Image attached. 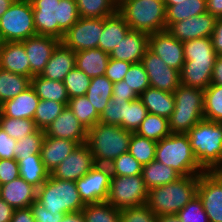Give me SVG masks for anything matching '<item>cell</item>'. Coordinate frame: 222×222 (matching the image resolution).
Instances as JSON below:
<instances>
[{"label":"cell","instance_id":"52a82bcc","mask_svg":"<svg viewBox=\"0 0 222 222\" xmlns=\"http://www.w3.org/2000/svg\"><path fill=\"white\" fill-rule=\"evenodd\" d=\"M174 94L175 107L168 119L172 134H187L204 119V90L180 84Z\"/></svg>","mask_w":222,"mask_h":222},{"label":"cell","instance_id":"f6af8a7d","mask_svg":"<svg viewBox=\"0 0 222 222\" xmlns=\"http://www.w3.org/2000/svg\"><path fill=\"white\" fill-rule=\"evenodd\" d=\"M44 137V130L38 129L36 132L17 140L14 148L15 159H24L33 154H40Z\"/></svg>","mask_w":222,"mask_h":222},{"label":"cell","instance_id":"94428289","mask_svg":"<svg viewBox=\"0 0 222 222\" xmlns=\"http://www.w3.org/2000/svg\"><path fill=\"white\" fill-rule=\"evenodd\" d=\"M10 222H35L32 209L30 207L24 209H15Z\"/></svg>","mask_w":222,"mask_h":222},{"label":"cell","instance_id":"9c48e42d","mask_svg":"<svg viewBox=\"0 0 222 222\" xmlns=\"http://www.w3.org/2000/svg\"><path fill=\"white\" fill-rule=\"evenodd\" d=\"M36 34L31 1L15 0L0 17L1 40L22 42Z\"/></svg>","mask_w":222,"mask_h":222},{"label":"cell","instance_id":"680465c9","mask_svg":"<svg viewBox=\"0 0 222 222\" xmlns=\"http://www.w3.org/2000/svg\"><path fill=\"white\" fill-rule=\"evenodd\" d=\"M124 80L113 83V95L111 99H123L134 101L139 98V96L126 85Z\"/></svg>","mask_w":222,"mask_h":222},{"label":"cell","instance_id":"2e32d148","mask_svg":"<svg viewBox=\"0 0 222 222\" xmlns=\"http://www.w3.org/2000/svg\"><path fill=\"white\" fill-rule=\"evenodd\" d=\"M148 49L167 66L181 72L185 62L183 42L174 38L167 30L149 35Z\"/></svg>","mask_w":222,"mask_h":222},{"label":"cell","instance_id":"3957f363","mask_svg":"<svg viewBox=\"0 0 222 222\" xmlns=\"http://www.w3.org/2000/svg\"><path fill=\"white\" fill-rule=\"evenodd\" d=\"M187 135L199 165L205 171H222V124L202 119Z\"/></svg>","mask_w":222,"mask_h":222},{"label":"cell","instance_id":"f5cc1de1","mask_svg":"<svg viewBox=\"0 0 222 222\" xmlns=\"http://www.w3.org/2000/svg\"><path fill=\"white\" fill-rule=\"evenodd\" d=\"M156 219L157 215L146 204L120 210V222H156Z\"/></svg>","mask_w":222,"mask_h":222},{"label":"cell","instance_id":"74e56055","mask_svg":"<svg viewBox=\"0 0 222 222\" xmlns=\"http://www.w3.org/2000/svg\"><path fill=\"white\" fill-rule=\"evenodd\" d=\"M67 107L87 130L95 126L100 120V115L85 95L70 98Z\"/></svg>","mask_w":222,"mask_h":222},{"label":"cell","instance_id":"1f68e13d","mask_svg":"<svg viewBox=\"0 0 222 222\" xmlns=\"http://www.w3.org/2000/svg\"><path fill=\"white\" fill-rule=\"evenodd\" d=\"M166 28L172 24L207 11L206 0L174 1V5L165 6Z\"/></svg>","mask_w":222,"mask_h":222},{"label":"cell","instance_id":"5b68a950","mask_svg":"<svg viewBox=\"0 0 222 222\" xmlns=\"http://www.w3.org/2000/svg\"><path fill=\"white\" fill-rule=\"evenodd\" d=\"M163 0H119L117 12L131 30L148 35L166 30Z\"/></svg>","mask_w":222,"mask_h":222},{"label":"cell","instance_id":"a7ac6f4b","mask_svg":"<svg viewBox=\"0 0 222 222\" xmlns=\"http://www.w3.org/2000/svg\"><path fill=\"white\" fill-rule=\"evenodd\" d=\"M15 0H0V17L7 11Z\"/></svg>","mask_w":222,"mask_h":222},{"label":"cell","instance_id":"836d02e7","mask_svg":"<svg viewBox=\"0 0 222 222\" xmlns=\"http://www.w3.org/2000/svg\"><path fill=\"white\" fill-rule=\"evenodd\" d=\"M112 95L113 83L105 75L91 78L85 96L99 115L102 114Z\"/></svg>","mask_w":222,"mask_h":222},{"label":"cell","instance_id":"83f0119b","mask_svg":"<svg viewBox=\"0 0 222 222\" xmlns=\"http://www.w3.org/2000/svg\"><path fill=\"white\" fill-rule=\"evenodd\" d=\"M76 67L88 77L94 78L105 74L110 56L98 48L75 52Z\"/></svg>","mask_w":222,"mask_h":222},{"label":"cell","instance_id":"7a4b0ae2","mask_svg":"<svg viewBox=\"0 0 222 222\" xmlns=\"http://www.w3.org/2000/svg\"><path fill=\"white\" fill-rule=\"evenodd\" d=\"M199 175L181 176L176 181L148 191L146 205L157 216L177 214L195 195Z\"/></svg>","mask_w":222,"mask_h":222},{"label":"cell","instance_id":"11a10c76","mask_svg":"<svg viewBox=\"0 0 222 222\" xmlns=\"http://www.w3.org/2000/svg\"><path fill=\"white\" fill-rule=\"evenodd\" d=\"M19 164L16 159H0V184L4 185L18 178Z\"/></svg>","mask_w":222,"mask_h":222},{"label":"cell","instance_id":"91938a15","mask_svg":"<svg viewBox=\"0 0 222 222\" xmlns=\"http://www.w3.org/2000/svg\"><path fill=\"white\" fill-rule=\"evenodd\" d=\"M210 38L216 54L222 56V19H216Z\"/></svg>","mask_w":222,"mask_h":222},{"label":"cell","instance_id":"f546056e","mask_svg":"<svg viewBox=\"0 0 222 222\" xmlns=\"http://www.w3.org/2000/svg\"><path fill=\"white\" fill-rule=\"evenodd\" d=\"M141 175L148 190L166 185L181 177L172 167L166 166L156 160L143 165Z\"/></svg>","mask_w":222,"mask_h":222},{"label":"cell","instance_id":"7dc6e473","mask_svg":"<svg viewBox=\"0 0 222 222\" xmlns=\"http://www.w3.org/2000/svg\"><path fill=\"white\" fill-rule=\"evenodd\" d=\"M129 102V100L111 99L100 115L99 122L121 126L126 121V106H129Z\"/></svg>","mask_w":222,"mask_h":222},{"label":"cell","instance_id":"4dcf8cb0","mask_svg":"<svg viewBox=\"0 0 222 222\" xmlns=\"http://www.w3.org/2000/svg\"><path fill=\"white\" fill-rule=\"evenodd\" d=\"M31 87L37 96L42 100H52L68 104L69 96L63 82L47 79L40 75H34L31 78Z\"/></svg>","mask_w":222,"mask_h":222},{"label":"cell","instance_id":"7c38bea8","mask_svg":"<svg viewBox=\"0 0 222 222\" xmlns=\"http://www.w3.org/2000/svg\"><path fill=\"white\" fill-rule=\"evenodd\" d=\"M104 18L80 17L65 33L61 42L75 52L98 48Z\"/></svg>","mask_w":222,"mask_h":222},{"label":"cell","instance_id":"30bf717a","mask_svg":"<svg viewBox=\"0 0 222 222\" xmlns=\"http://www.w3.org/2000/svg\"><path fill=\"white\" fill-rule=\"evenodd\" d=\"M148 189L142 175L111 176L107 201L116 209L146 204Z\"/></svg>","mask_w":222,"mask_h":222},{"label":"cell","instance_id":"d4e9b609","mask_svg":"<svg viewBox=\"0 0 222 222\" xmlns=\"http://www.w3.org/2000/svg\"><path fill=\"white\" fill-rule=\"evenodd\" d=\"M78 145L73 140L45 136L40 155L46 170L51 173Z\"/></svg>","mask_w":222,"mask_h":222},{"label":"cell","instance_id":"9a60e30c","mask_svg":"<svg viewBox=\"0 0 222 222\" xmlns=\"http://www.w3.org/2000/svg\"><path fill=\"white\" fill-rule=\"evenodd\" d=\"M94 156L88 145L80 144L66 157L50 175L56 179L76 181L95 166Z\"/></svg>","mask_w":222,"mask_h":222},{"label":"cell","instance_id":"e575fe53","mask_svg":"<svg viewBox=\"0 0 222 222\" xmlns=\"http://www.w3.org/2000/svg\"><path fill=\"white\" fill-rule=\"evenodd\" d=\"M214 65L184 64L180 72V83L205 90L211 84Z\"/></svg>","mask_w":222,"mask_h":222},{"label":"cell","instance_id":"e0dca14e","mask_svg":"<svg viewBox=\"0 0 222 222\" xmlns=\"http://www.w3.org/2000/svg\"><path fill=\"white\" fill-rule=\"evenodd\" d=\"M216 18L207 11L189 17L177 23L170 24L166 30L181 42L190 41L192 39L211 37Z\"/></svg>","mask_w":222,"mask_h":222},{"label":"cell","instance_id":"d6986e66","mask_svg":"<svg viewBox=\"0 0 222 222\" xmlns=\"http://www.w3.org/2000/svg\"><path fill=\"white\" fill-rule=\"evenodd\" d=\"M44 135L73 140L80 145L86 143L87 129L66 106L61 114L44 130Z\"/></svg>","mask_w":222,"mask_h":222},{"label":"cell","instance_id":"8d00e7d4","mask_svg":"<svg viewBox=\"0 0 222 222\" xmlns=\"http://www.w3.org/2000/svg\"><path fill=\"white\" fill-rule=\"evenodd\" d=\"M79 17L106 18L117 12V0H75Z\"/></svg>","mask_w":222,"mask_h":222},{"label":"cell","instance_id":"f1b7e54d","mask_svg":"<svg viewBox=\"0 0 222 222\" xmlns=\"http://www.w3.org/2000/svg\"><path fill=\"white\" fill-rule=\"evenodd\" d=\"M184 64L214 65L217 54L211 38L203 37L183 42Z\"/></svg>","mask_w":222,"mask_h":222},{"label":"cell","instance_id":"4fadbf2b","mask_svg":"<svg viewBox=\"0 0 222 222\" xmlns=\"http://www.w3.org/2000/svg\"><path fill=\"white\" fill-rule=\"evenodd\" d=\"M109 166L95 165L82 178L75 181L79 196L84 204L107 201L111 183Z\"/></svg>","mask_w":222,"mask_h":222},{"label":"cell","instance_id":"003e7915","mask_svg":"<svg viewBox=\"0 0 222 222\" xmlns=\"http://www.w3.org/2000/svg\"><path fill=\"white\" fill-rule=\"evenodd\" d=\"M156 222H181L179 217L175 215H159Z\"/></svg>","mask_w":222,"mask_h":222},{"label":"cell","instance_id":"8fae6325","mask_svg":"<svg viewBox=\"0 0 222 222\" xmlns=\"http://www.w3.org/2000/svg\"><path fill=\"white\" fill-rule=\"evenodd\" d=\"M197 195L209 222H222V171H205L199 175Z\"/></svg>","mask_w":222,"mask_h":222},{"label":"cell","instance_id":"ac0fdd59","mask_svg":"<svg viewBox=\"0 0 222 222\" xmlns=\"http://www.w3.org/2000/svg\"><path fill=\"white\" fill-rule=\"evenodd\" d=\"M60 42L56 37L38 34L22 41L30 62V79L34 75L41 74L53 50Z\"/></svg>","mask_w":222,"mask_h":222},{"label":"cell","instance_id":"7402d4cb","mask_svg":"<svg viewBox=\"0 0 222 222\" xmlns=\"http://www.w3.org/2000/svg\"><path fill=\"white\" fill-rule=\"evenodd\" d=\"M37 188L18 177L1 186L0 198L13 209L29 208L36 201Z\"/></svg>","mask_w":222,"mask_h":222},{"label":"cell","instance_id":"be15d7a7","mask_svg":"<svg viewBox=\"0 0 222 222\" xmlns=\"http://www.w3.org/2000/svg\"><path fill=\"white\" fill-rule=\"evenodd\" d=\"M207 12L216 19H222V0H206Z\"/></svg>","mask_w":222,"mask_h":222},{"label":"cell","instance_id":"ab89813d","mask_svg":"<svg viewBox=\"0 0 222 222\" xmlns=\"http://www.w3.org/2000/svg\"><path fill=\"white\" fill-rule=\"evenodd\" d=\"M204 119L222 123V86L210 84L204 90Z\"/></svg>","mask_w":222,"mask_h":222},{"label":"cell","instance_id":"5bb4252c","mask_svg":"<svg viewBox=\"0 0 222 222\" xmlns=\"http://www.w3.org/2000/svg\"><path fill=\"white\" fill-rule=\"evenodd\" d=\"M141 63L147 72L151 87L174 93L181 84L180 72L167 66L149 49L146 50Z\"/></svg>","mask_w":222,"mask_h":222},{"label":"cell","instance_id":"d590c367","mask_svg":"<svg viewBox=\"0 0 222 222\" xmlns=\"http://www.w3.org/2000/svg\"><path fill=\"white\" fill-rule=\"evenodd\" d=\"M31 86L29 77L0 69V105Z\"/></svg>","mask_w":222,"mask_h":222},{"label":"cell","instance_id":"816d5d0a","mask_svg":"<svg viewBox=\"0 0 222 222\" xmlns=\"http://www.w3.org/2000/svg\"><path fill=\"white\" fill-rule=\"evenodd\" d=\"M176 215L181 222H209L198 195H195Z\"/></svg>","mask_w":222,"mask_h":222},{"label":"cell","instance_id":"6da1fadb","mask_svg":"<svg viewBox=\"0 0 222 222\" xmlns=\"http://www.w3.org/2000/svg\"><path fill=\"white\" fill-rule=\"evenodd\" d=\"M35 30L38 35L56 37L60 41L79 20L75 0H30Z\"/></svg>","mask_w":222,"mask_h":222},{"label":"cell","instance_id":"e7e4bbea","mask_svg":"<svg viewBox=\"0 0 222 222\" xmlns=\"http://www.w3.org/2000/svg\"><path fill=\"white\" fill-rule=\"evenodd\" d=\"M14 210L6 201L0 198V222H10Z\"/></svg>","mask_w":222,"mask_h":222},{"label":"cell","instance_id":"89a4df30","mask_svg":"<svg viewBox=\"0 0 222 222\" xmlns=\"http://www.w3.org/2000/svg\"><path fill=\"white\" fill-rule=\"evenodd\" d=\"M165 6H171L174 5V1H182V0H163Z\"/></svg>","mask_w":222,"mask_h":222},{"label":"cell","instance_id":"ffe728a7","mask_svg":"<svg viewBox=\"0 0 222 222\" xmlns=\"http://www.w3.org/2000/svg\"><path fill=\"white\" fill-rule=\"evenodd\" d=\"M148 39V34L130 29L109 56L111 59L119 61L131 63L141 62L148 49Z\"/></svg>","mask_w":222,"mask_h":222},{"label":"cell","instance_id":"44dd1931","mask_svg":"<svg viewBox=\"0 0 222 222\" xmlns=\"http://www.w3.org/2000/svg\"><path fill=\"white\" fill-rule=\"evenodd\" d=\"M75 67V51L60 42L53 50L52 55L40 76L63 82L67 74Z\"/></svg>","mask_w":222,"mask_h":222},{"label":"cell","instance_id":"484cf974","mask_svg":"<svg viewBox=\"0 0 222 222\" xmlns=\"http://www.w3.org/2000/svg\"><path fill=\"white\" fill-rule=\"evenodd\" d=\"M129 30L130 27L118 12L104 18L103 31L99 39L98 49L110 54L123 40Z\"/></svg>","mask_w":222,"mask_h":222},{"label":"cell","instance_id":"cb8c5ba5","mask_svg":"<svg viewBox=\"0 0 222 222\" xmlns=\"http://www.w3.org/2000/svg\"><path fill=\"white\" fill-rule=\"evenodd\" d=\"M40 98L30 86L16 97L0 105V116L33 119Z\"/></svg>","mask_w":222,"mask_h":222},{"label":"cell","instance_id":"2644e50d","mask_svg":"<svg viewBox=\"0 0 222 222\" xmlns=\"http://www.w3.org/2000/svg\"><path fill=\"white\" fill-rule=\"evenodd\" d=\"M2 43H3V41L1 40V37H0V49H1Z\"/></svg>","mask_w":222,"mask_h":222},{"label":"cell","instance_id":"f35d334b","mask_svg":"<svg viewBox=\"0 0 222 222\" xmlns=\"http://www.w3.org/2000/svg\"><path fill=\"white\" fill-rule=\"evenodd\" d=\"M135 133L156 142L171 134L168 119L150 113L146 115Z\"/></svg>","mask_w":222,"mask_h":222},{"label":"cell","instance_id":"4316f807","mask_svg":"<svg viewBox=\"0 0 222 222\" xmlns=\"http://www.w3.org/2000/svg\"><path fill=\"white\" fill-rule=\"evenodd\" d=\"M139 99L147 108L148 113L167 119H169L175 107L173 93L162 91L151 86L139 96Z\"/></svg>","mask_w":222,"mask_h":222},{"label":"cell","instance_id":"60d3db41","mask_svg":"<svg viewBox=\"0 0 222 222\" xmlns=\"http://www.w3.org/2000/svg\"><path fill=\"white\" fill-rule=\"evenodd\" d=\"M82 214L86 222H120V210L106 201L85 204Z\"/></svg>","mask_w":222,"mask_h":222},{"label":"cell","instance_id":"8992f818","mask_svg":"<svg viewBox=\"0 0 222 222\" xmlns=\"http://www.w3.org/2000/svg\"><path fill=\"white\" fill-rule=\"evenodd\" d=\"M155 160L172 167L181 176L200 175L199 165L187 134H170L157 142Z\"/></svg>","mask_w":222,"mask_h":222},{"label":"cell","instance_id":"c3c4849f","mask_svg":"<svg viewBox=\"0 0 222 222\" xmlns=\"http://www.w3.org/2000/svg\"><path fill=\"white\" fill-rule=\"evenodd\" d=\"M112 176H132L142 173L140 164L129 152L121 154L109 165Z\"/></svg>","mask_w":222,"mask_h":222},{"label":"cell","instance_id":"7bdbcfd3","mask_svg":"<svg viewBox=\"0 0 222 222\" xmlns=\"http://www.w3.org/2000/svg\"><path fill=\"white\" fill-rule=\"evenodd\" d=\"M65 107L60 102L40 99L33 117L36 127L45 130L61 114Z\"/></svg>","mask_w":222,"mask_h":222},{"label":"cell","instance_id":"ba28073f","mask_svg":"<svg viewBox=\"0 0 222 222\" xmlns=\"http://www.w3.org/2000/svg\"><path fill=\"white\" fill-rule=\"evenodd\" d=\"M36 201L47 211L65 214L80 212L85 207L74 181L56 179L51 175L37 189Z\"/></svg>","mask_w":222,"mask_h":222},{"label":"cell","instance_id":"d6a6232c","mask_svg":"<svg viewBox=\"0 0 222 222\" xmlns=\"http://www.w3.org/2000/svg\"><path fill=\"white\" fill-rule=\"evenodd\" d=\"M19 164V175L27 183L37 189L48 179L50 173L46 170L40 154H33L24 159H16Z\"/></svg>","mask_w":222,"mask_h":222},{"label":"cell","instance_id":"681fc988","mask_svg":"<svg viewBox=\"0 0 222 222\" xmlns=\"http://www.w3.org/2000/svg\"><path fill=\"white\" fill-rule=\"evenodd\" d=\"M123 80L138 96L150 87L147 72L141 62L132 63Z\"/></svg>","mask_w":222,"mask_h":222},{"label":"cell","instance_id":"db71d44e","mask_svg":"<svg viewBox=\"0 0 222 222\" xmlns=\"http://www.w3.org/2000/svg\"><path fill=\"white\" fill-rule=\"evenodd\" d=\"M131 65V62L119 61L110 58L104 75L112 83L119 82L124 79Z\"/></svg>","mask_w":222,"mask_h":222},{"label":"cell","instance_id":"b9f144b4","mask_svg":"<svg viewBox=\"0 0 222 222\" xmlns=\"http://www.w3.org/2000/svg\"><path fill=\"white\" fill-rule=\"evenodd\" d=\"M157 142L132 133L129 143V153L142 165L155 160Z\"/></svg>","mask_w":222,"mask_h":222},{"label":"cell","instance_id":"f907efd6","mask_svg":"<svg viewBox=\"0 0 222 222\" xmlns=\"http://www.w3.org/2000/svg\"><path fill=\"white\" fill-rule=\"evenodd\" d=\"M147 114V108L139 98L130 101L129 106H126V121L120 127L135 133Z\"/></svg>","mask_w":222,"mask_h":222},{"label":"cell","instance_id":"03108f58","mask_svg":"<svg viewBox=\"0 0 222 222\" xmlns=\"http://www.w3.org/2000/svg\"><path fill=\"white\" fill-rule=\"evenodd\" d=\"M61 222H86V221L82 214V211H80V212L66 213Z\"/></svg>","mask_w":222,"mask_h":222},{"label":"cell","instance_id":"9f6ffc18","mask_svg":"<svg viewBox=\"0 0 222 222\" xmlns=\"http://www.w3.org/2000/svg\"><path fill=\"white\" fill-rule=\"evenodd\" d=\"M30 208L37 222H61L65 215V213L47 211L46 208L37 201H34Z\"/></svg>","mask_w":222,"mask_h":222},{"label":"cell","instance_id":"6125c7cd","mask_svg":"<svg viewBox=\"0 0 222 222\" xmlns=\"http://www.w3.org/2000/svg\"><path fill=\"white\" fill-rule=\"evenodd\" d=\"M211 84L222 86V56L220 55H217L214 62Z\"/></svg>","mask_w":222,"mask_h":222},{"label":"cell","instance_id":"277c9868","mask_svg":"<svg viewBox=\"0 0 222 222\" xmlns=\"http://www.w3.org/2000/svg\"><path fill=\"white\" fill-rule=\"evenodd\" d=\"M132 133L119 125L101 122L87 130L86 144L94 156L95 164L108 166L121 154L127 153Z\"/></svg>","mask_w":222,"mask_h":222},{"label":"cell","instance_id":"603a6c76","mask_svg":"<svg viewBox=\"0 0 222 222\" xmlns=\"http://www.w3.org/2000/svg\"><path fill=\"white\" fill-rule=\"evenodd\" d=\"M0 69L30 78V62L22 42L2 43Z\"/></svg>","mask_w":222,"mask_h":222},{"label":"cell","instance_id":"6f0895ef","mask_svg":"<svg viewBox=\"0 0 222 222\" xmlns=\"http://www.w3.org/2000/svg\"><path fill=\"white\" fill-rule=\"evenodd\" d=\"M17 140L0 128V159H15L14 148Z\"/></svg>","mask_w":222,"mask_h":222},{"label":"cell","instance_id":"ee69618b","mask_svg":"<svg viewBox=\"0 0 222 222\" xmlns=\"http://www.w3.org/2000/svg\"><path fill=\"white\" fill-rule=\"evenodd\" d=\"M0 128L15 140H20L38 130L33 119H15L6 116H0Z\"/></svg>","mask_w":222,"mask_h":222},{"label":"cell","instance_id":"bcb514c9","mask_svg":"<svg viewBox=\"0 0 222 222\" xmlns=\"http://www.w3.org/2000/svg\"><path fill=\"white\" fill-rule=\"evenodd\" d=\"M90 81L91 78L82 70L77 67L72 69L63 80L69 99L85 95L90 86Z\"/></svg>","mask_w":222,"mask_h":222}]
</instances>
